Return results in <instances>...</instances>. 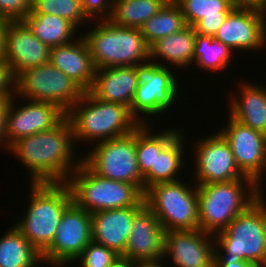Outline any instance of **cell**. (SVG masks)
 Here are the masks:
<instances>
[{"label": "cell", "instance_id": "cell-1", "mask_svg": "<svg viewBox=\"0 0 266 267\" xmlns=\"http://www.w3.org/2000/svg\"><path fill=\"white\" fill-rule=\"evenodd\" d=\"M73 142V128L65 117L49 131L16 140L9 151L31 173L30 183H61L67 182L82 163V158L77 159V162L74 159L76 152L73 150Z\"/></svg>", "mask_w": 266, "mask_h": 267}, {"label": "cell", "instance_id": "cell-2", "mask_svg": "<svg viewBox=\"0 0 266 267\" xmlns=\"http://www.w3.org/2000/svg\"><path fill=\"white\" fill-rule=\"evenodd\" d=\"M29 207L14 227L42 255L52 244L65 209L73 202L66 182L31 183Z\"/></svg>", "mask_w": 266, "mask_h": 267}, {"label": "cell", "instance_id": "cell-3", "mask_svg": "<svg viewBox=\"0 0 266 267\" xmlns=\"http://www.w3.org/2000/svg\"><path fill=\"white\" fill-rule=\"evenodd\" d=\"M74 134V141L102 142L131 134L141 124L132 116L130 108L95 98L89 91L66 113Z\"/></svg>", "mask_w": 266, "mask_h": 267}, {"label": "cell", "instance_id": "cell-4", "mask_svg": "<svg viewBox=\"0 0 266 267\" xmlns=\"http://www.w3.org/2000/svg\"><path fill=\"white\" fill-rule=\"evenodd\" d=\"M196 188L199 229L213 235L224 230L261 196L259 186L250 178L201 184Z\"/></svg>", "mask_w": 266, "mask_h": 267}, {"label": "cell", "instance_id": "cell-5", "mask_svg": "<svg viewBox=\"0 0 266 267\" xmlns=\"http://www.w3.org/2000/svg\"><path fill=\"white\" fill-rule=\"evenodd\" d=\"M99 21L94 30L82 35L96 70L143 66L150 62L149 45L139 28L113 25L109 20Z\"/></svg>", "mask_w": 266, "mask_h": 267}, {"label": "cell", "instance_id": "cell-6", "mask_svg": "<svg viewBox=\"0 0 266 267\" xmlns=\"http://www.w3.org/2000/svg\"><path fill=\"white\" fill-rule=\"evenodd\" d=\"M262 194L215 237V259H239L266 266V202Z\"/></svg>", "mask_w": 266, "mask_h": 267}, {"label": "cell", "instance_id": "cell-7", "mask_svg": "<svg viewBox=\"0 0 266 267\" xmlns=\"http://www.w3.org/2000/svg\"><path fill=\"white\" fill-rule=\"evenodd\" d=\"M66 183L73 202L91 214L109 209L142 207L145 204L144 192L137 185L103 178L83 161Z\"/></svg>", "mask_w": 266, "mask_h": 267}, {"label": "cell", "instance_id": "cell-8", "mask_svg": "<svg viewBox=\"0 0 266 267\" xmlns=\"http://www.w3.org/2000/svg\"><path fill=\"white\" fill-rule=\"evenodd\" d=\"M186 185L179 179L154 184L144 192L145 204L164 231L199 229L197 188Z\"/></svg>", "mask_w": 266, "mask_h": 267}, {"label": "cell", "instance_id": "cell-9", "mask_svg": "<svg viewBox=\"0 0 266 267\" xmlns=\"http://www.w3.org/2000/svg\"><path fill=\"white\" fill-rule=\"evenodd\" d=\"M83 93L84 91L73 80L50 62L26 69L15 77L17 98L22 96L25 100L49 102L65 113Z\"/></svg>", "mask_w": 266, "mask_h": 267}, {"label": "cell", "instance_id": "cell-10", "mask_svg": "<svg viewBox=\"0 0 266 267\" xmlns=\"http://www.w3.org/2000/svg\"><path fill=\"white\" fill-rule=\"evenodd\" d=\"M89 153L82 161L95 174L137 185L143 191V176L136 155V130L123 137L96 143Z\"/></svg>", "mask_w": 266, "mask_h": 267}, {"label": "cell", "instance_id": "cell-11", "mask_svg": "<svg viewBox=\"0 0 266 267\" xmlns=\"http://www.w3.org/2000/svg\"><path fill=\"white\" fill-rule=\"evenodd\" d=\"M178 86L174 72H171L168 66L155 61L144 64L130 106L132 116L140 124H146V120L139 118L140 114L151 116L167 111L177 100Z\"/></svg>", "mask_w": 266, "mask_h": 267}, {"label": "cell", "instance_id": "cell-12", "mask_svg": "<svg viewBox=\"0 0 266 267\" xmlns=\"http://www.w3.org/2000/svg\"><path fill=\"white\" fill-rule=\"evenodd\" d=\"M91 241V213L72 202L61 217L51 246L42 254L43 262L56 267L77 262L76 258Z\"/></svg>", "mask_w": 266, "mask_h": 267}, {"label": "cell", "instance_id": "cell-13", "mask_svg": "<svg viewBox=\"0 0 266 267\" xmlns=\"http://www.w3.org/2000/svg\"><path fill=\"white\" fill-rule=\"evenodd\" d=\"M228 123L219 133L230 145L240 172L259 186L262 195L261 179L266 170V135L230 116Z\"/></svg>", "mask_w": 266, "mask_h": 267}, {"label": "cell", "instance_id": "cell-14", "mask_svg": "<svg viewBox=\"0 0 266 267\" xmlns=\"http://www.w3.org/2000/svg\"><path fill=\"white\" fill-rule=\"evenodd\" d=\"M266 17L256 4H238L214 35L233 50L266 48Z\"/></svg>", "mask_w": 266, "mask_h": 267}, {"label": "cell", "instance_id": "cell-15", "mask_svg": "<svg viewBox=\"0 0 266 267\" xmlns=\"http://www.w3.org/2000/svg\"><path fill=\"white\" fill-rule=\"evenodd\" d=\"M197 145V146H196ZM195 145V185L229 182L245 177L237 167L230 145L219 133H215Z\"/></svg>", "mask_w": 266, "mask_h": 267}, {"label": "cell", "instance_id": "cell-16", "mask_svg": "<svg viewBox=\"0 0 266 267\" xmlns=\"http://www.w3.org/2000/svg\"><path fill=\"white\" fill-rule=\"evenodd\" d=\"M214 243V235L200 229L165 231L164 258H171L176 267H214Z\"/></svg>", "mask_w": 266, "mask_h": 267}, {"label": "cell", "instance_id": "cell-17", "mask_svg": "<svg viewBox=\"0 0 266 267\" xmlns=\"http://www.w3.org/2000/svg\"><path fill=\"white\" fill-rule=\"evenodd\" d=\"M15 98L16 95L11 98L7 112L6 137L10 146L18 139L53 129L66 117L62 109L49 102L27 100L17 109Z\"/></svg>", "mask_w": 266, "mask_h": 267}, {"label": "cell", "instance_id": "cell-18", "mask_svg": "<svg viewBox=\"0 0 266 267\" xmlns=\"http://www.w3.org/2000/svg\"><path fill=\"white\" fill-rule=\"evenodd\" d=\"M164 233L157 217L144 204L135 213L127 247L121 259L131 263L163 260Z\"/></svg>", "mask_w": 266, "mask_h": 267}, {"label": "cell", "instance_id": "cell-19", "mask_svg": "<svg viewBox=\"0 0 266 267\" xmlns=\"http://www.w3.org/2000/svg\"><path fill=\"white\" fill-rule=\"evenodd\" d=\"M50 49L23 21H8L5 60L14 77L26 69L49 62Z\"/></svg>", "mask_w": 266, "mask_h": 267}, {"label": "cell", "instance_id": "cell-20", "mask_svg": "<svg viewBox=\"0 0 266 267\" xmlns=\"http://www.w3.org/2000/svg\"><path fill=\"white\" fill-rule=\"evenodd\" d=\"M142 71L143 66L97 69L89 92L101 101L120 103L130 108Z\"/></svg>", "mask_w": 266, "mask_h": 267}, {"label": "cell", "instance_id": "cell-21", "mask_svg": "<svg viewBox=\"0 0 266 267\" xmlns=\"http://www.w3.org/2000/svg\"><path fill=\"white\" fill-rule=\"evenodd\" d=\"M175 128L155 134L154 169L143 176V192L157 183L179 181L176 175L183 166L184 135ZM183 161V162H182Z\"/></svg>", "mask_w": 266, "mask_h": 267}, {"label": "cell", "instance_id": "cell-22", "mask_svg": "<svg viewBox=\"0 0 266 267\" xmlns=\"http://www.w3.org/2000/svg\"><path fill=\"white\" fill-rule=\"evenodd\" d=\"M141 207L109 209L92 213V241L124 255L135 213Z\"/></svg>", "mask_w": 266, "mask_h": 267}, {"label": "cell", "instance_id": "cell-23", "mask_svg": "<svg viewBox=\"0 0 266 267\" xmlns=\"http://www.w3.org/2000/svg\"><path fill=\"white\" fill-rule=\"evenodd\" d=\"M79 37L68 44L52 47L49 62L86 92L93 84L96 69L84 38Z\"/></svg>", "mask_w": 266, "mask_h": 267}, {"label": "cell", "instance_id": "cell-24", "mask_svg": "<svg viewBox=\"0 0 266 267\" xmlns=\"http://www.w3.org/2000/svg\"><path fill=\"white\" fill-rule=\"evenodd\" d=\"M187 25L200 35L213 36L226 16L238 5L236 0H173Z\"/></svg>", "mask_w": 266, "mask_h": 267}, {"label": "cell", "instance_id": "cell-25", "mask_svg": "<svg viewBox=\"0 0 266 267\" xmlns=\"http://www.w3.org/2000/svg\"><path fill=\"white\" fill-rule=\"evenodd\" d=\"M241 85L238 87L240 96L230 98L229 115L266 135V88L250 82Z\"/></svg>", "mask_w": 266, "mask_h": 267}, {"label": "cell", "instance_id": "cell-26", "mask_svg": "<svg viewBox=\"0 0 266 267\" xmlns=\"http://www.w3.org/2000/svg\"><path fill=\"white\" fill-rule=\"evenodd\" d=\"M195 37L194 27L187 25L181 31L157 39L149 46L150 61L160 57L177 68L190 66L194 63Z\"/></svg>", "mask_w": 266, "mask_h": 267}, {"label": "cell", "instance_id": "cell-27", "mask_svg": "<svg viewBox=\"0 0 266 267\" xmlns=\"http://www.w3.org/2000/svg\"><path fill=\"white\" fill-rule=\"evenodd\" d=\"M22 21L35 37L50 48L68 44L76 37L77 28L59 16L28 14Z\"/></svg>", "mask_w": 266, "mask_h": 267}, {"label": "cell", "instance_id": "cell-28", "mask_svg": "<svg viewBox=\"0 0 266 267\" xmlns=\"http://www.w3.org/2000/svg\"><path fill=\"white\" fill-rule=\"evenodd\" d=\"M42 255L13 226L0 238V267H36Z\"/></svg>", "mask_w": 266, "mask_h": 267}, {"label": "cell", "instance_id": "cell-29", "mask_svg": "<svg viewBox=\"0 0 266 267\" xmlns=\"http://www.w3.org/2000/svg\"><path fill=\"white\" fill-rule=\"evenodd\" d=\"M168 0H112L109 21L121 27L141 28Z\"/></svg>", "mask_w": 266, "mask_h": 267}, {"label": "cell", "instance_id": "cell-30", "mask_svg": "<svg viewBox=\"0 0 266 267\" xmlns=\"http://www.w3.org/2000/svg\"><path fill=\"white\" fill-rule=\"evenodd\" d=\"M187 26L180 8L173 0H168L154 16L140 28L146 43L150 46L157 39L181 31Z\"/></svg>", "mask_w": 266, "mask_h": 267}, {"label": "cell", "instance_id": "cell-31", "mask_svg": "<svg viewBox=\"0 0 266 267\" xmlns=\"http://www.w3.org/2000/svg\"><path fill=\"white\" fill-rule=\"evenodd\" d=\"M232 52L229 47L213 36L196 33L194 63L200 69L215 72L226 68L230 64Z\"/></svg>", "mask_w": 266, "mask_h": 267}, {"label": "cell", "instance_id": "cell-32", "mask_svg": "<svg viewBox=\"0 0 266 267\" xmlns=\"http://www.w3.org/2000/svg\"><path fill=\"white\" fill-rule=\"evenodd\" d=\"M29 14H50L62 17L78 28L89 20L83 11L81 0H32Z\"/></svg>", "mask_w": 266, "mask_h": 267}, {"label": "cell", "instance_id": "cell-33", "mask_svg": "<svg viewBox=\"0 0 266 267\" xmlns=\"http://www.w3.org/2000/svg\"><path fill=\"white\" fill-rule=\"evenodd\" d=\"M150 124H141L136 129V155L141 175L154 169L155 133H150Z\"/></svg>", "mask_w": 266, "mask_h": 267}, {"label": "cell", "instance_id": "cell-34", "mask_svg": "<svg viewBox=\"0 0 266 267\" xmlns=\"http://www.w3.org/2000/svg\"><path fill=\"white\" fill-rule=\"evenodd\" d=\"M76 260L81 267H114L122 259L115 251L91 241Z\"/></svg>", "mask_w": 266, "mask_h": 267}, {"label": "cell", "instance_id": "cell-35", "mask_svg": "<svg viewBox=\"0 0 266 267\" xmlns=\"http://www.w3.org/2000/svg\"><path fill=\"white\" fill-rule=\"evenodd\" d=\"M32 10V0H0V17L22 21Z\"/></svg>", "mask_w": 266, "mask_h": 267}, {"label": "cell", "instance_id": "cell-36", "mask_svg": "<svg viewBox=\"0 0 266 267\" xmlns=\"http://www.w3.org/2000/svg\"><path fill=\"white\" fill-rule=\"evenodd\" d=\"M81 3L85 16L92 20L95 18L97 23L99 20H108L111 15L112 0H81Z\"/></svg>", "mask_w": 266, "mask_h": 267}, {"label": "cell", "instance_id": "cell-37", "mask_svg": "<svg viewBox=\"0 0 266 267\" xmlns=\"http://www.w3.org/2000/svg\"><path fill=\"white\" fill-rule=\"evenodd\" d=\"M14 96H15V77L7 61L0 60V99L12 98Z\"/></svg>", "mask_w": 266, "mask_h": 267}, {"label": "cell", "instance_id": "cell-38", "mask_svg": "<svg viewBox=\"0 0 266 267\" xmlns=\"http://www.w3.org/2000/svg\"><path fill=\"white\" fill-rule=\"evenodd\" d=\"M10 103L11 98L0 99V144H3L2 142H4V146L7 148V150L10 149V145L8 144L6 137L7 112L9 110Z\"/></svg>", "mask_w": 266, "mask_h": 267}, {"label": "cell", "instance_id": "cell-39", "mask_svg": "<svg viewBox=\"0 0 266 267\" xmlns=\"http://www.w3.org/2000/svg\"><path fill=\"white\" fill-rule=\"evenodd\" d=\"M214 267H266L252 261H243L239 259H215Z\"/></svg>", "mask_w": 266, "mask_h": 267}, {"label": "cell", "instance_id": "cell-40", "mask_svg": "<svg viewBox=\"0 0 266 267\" xmlns=\"http://www.w3.org/2000/svg\"><path fill=\"white\" fill-rule=\"evenodd\" d=\"M8 20H0V60H5Z\"/></svg>", "mask_w": 266, "mask_h": 267}, {"label": "cell", "instance_id": "cell-41", "mask_svg": "<svg viewBox=\"0 0 266 267\" xmlns=\"http://www.w3.org/2000/svg\"><path fill=\"white\" fill-rule=\"evenodd\" d=\"M161 261L157 262H136L134 263V267H164L162 266Z\"/></svg>", "mask_w": 266, "mask_h": 267}, {"label": "cell", "instance_id": "cell-42", "mask_svg": "<svg viewBox=\"0 0 266 267\" xmlns=\"http://www.w3.org/2000/svg\"><path fill=\"white\" fill-rule=\"evenodd\" d=\"M114 267H134V263H131V262H128L125 260H121Z\"/></svg>", "mask_w": 266, "mask_h": 267}, {"label": "cell", "instance_id": "cell-43", "mask_svg": "<svg viewBox=\"0 0 266 267\" xmlns=\"http://www.w3.org/2000/svg\"><path fill=\"white\" fill-rule=\"evenodd\" d=\"M261 0H236L238 4H256L258 5Z\"/></svg>", "mask_w": 266, "mask_h": 267}, {"label": "cell", "instance_id": "cell-44", "mask_svg": "<svg viewBox=\"0 0 266 267\" xmlns=\"http://www.w3.org/2000/svg\"><path fill=\"white\" fill-rule=\"evenodd\" d=\"M258 7H259L260 11L266 17V0H261L260 3L258 4Z\"/></svg>", "mask_w": 266, "mask_h": 267}]
</instances>
